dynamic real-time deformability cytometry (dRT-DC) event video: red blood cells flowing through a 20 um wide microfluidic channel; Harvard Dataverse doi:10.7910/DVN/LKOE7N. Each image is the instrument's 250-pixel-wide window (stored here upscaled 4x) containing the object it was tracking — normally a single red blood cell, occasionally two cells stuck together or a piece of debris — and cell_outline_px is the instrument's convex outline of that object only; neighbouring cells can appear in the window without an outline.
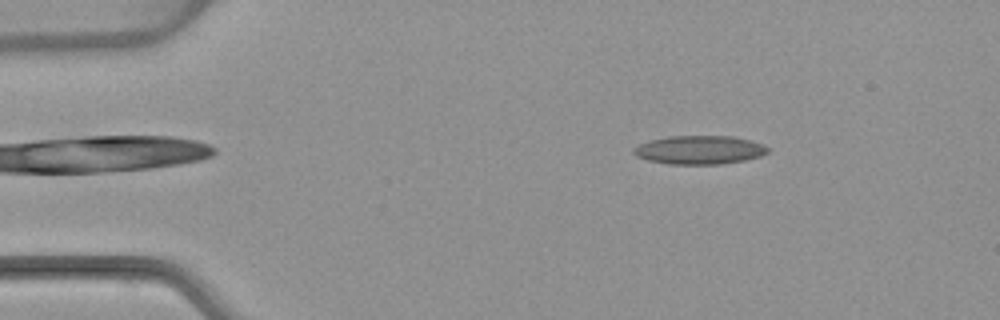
{"species": "common noctule bat (a hibernating species)", "species_latin": "Nyctalus noctula", "temperature_condition": "warm", "stored_images_in_passage": 4, "camera_frame_rate_fps": 3000, "um_per_image_px": 0.085, "animal": {"sex": "female", "body_mass_g": 22.7, "forearm_length_mm": 54.2}, "frame": {"image": 1, "passage_image": 2, "time_ms": 1.0, "image_size_px": [1000, 320], "cell_outline_px": [[768, 152], [760, 156], [744, 160], [720, 164], [668, 164], [648, 160], [636, 156], [632, 152], [632, 148], [648, 140], [668, 136], [732, 136], [752, 140], [764, 144], [768, 148]], "centroid_in_image_um": [59.44, 12.73], "position_along_channel_um": 25.6, "area_um2": 22.48}}